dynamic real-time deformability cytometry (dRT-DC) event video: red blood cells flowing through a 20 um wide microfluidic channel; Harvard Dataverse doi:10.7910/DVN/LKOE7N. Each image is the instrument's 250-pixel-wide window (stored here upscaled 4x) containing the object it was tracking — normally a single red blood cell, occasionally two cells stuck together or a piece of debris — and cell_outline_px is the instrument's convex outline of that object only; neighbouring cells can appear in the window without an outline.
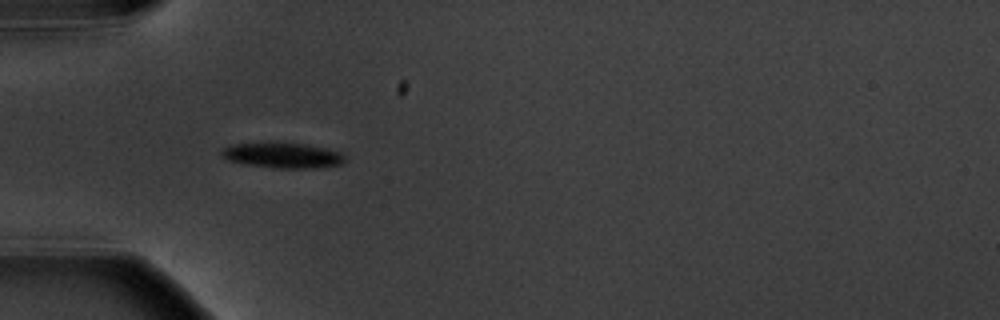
{"species": "common noctule bat (a hibernating species)", "species_latin": "Nyctalus noctula", "temperature_condition": "warm", "stored_images_in_passage": 3, "camera_frame_rate_fps": 3000, "um_per_image_px": 0.085, "animal": {"sex": "male", "body_mass_g": 20.1, "forearm_length_mm": 53.5}, "frame": {"image": 1, "passage_image": 2, "time_ms": 1.333, "image_size_px": [1000, 320], "cell_outline_px": [[344, 160], [340, 164], [316, 168], [272, 168], [248, 164], [228, 160], [220, 152], [220, 148], [232, 144], [272, 140], [308, 144], [340, 152], [344, 156]], "centroid_in_image_um": [23.96, 13.16], "position_along_channel_um": 61.0, "area_um2": 18.79}}